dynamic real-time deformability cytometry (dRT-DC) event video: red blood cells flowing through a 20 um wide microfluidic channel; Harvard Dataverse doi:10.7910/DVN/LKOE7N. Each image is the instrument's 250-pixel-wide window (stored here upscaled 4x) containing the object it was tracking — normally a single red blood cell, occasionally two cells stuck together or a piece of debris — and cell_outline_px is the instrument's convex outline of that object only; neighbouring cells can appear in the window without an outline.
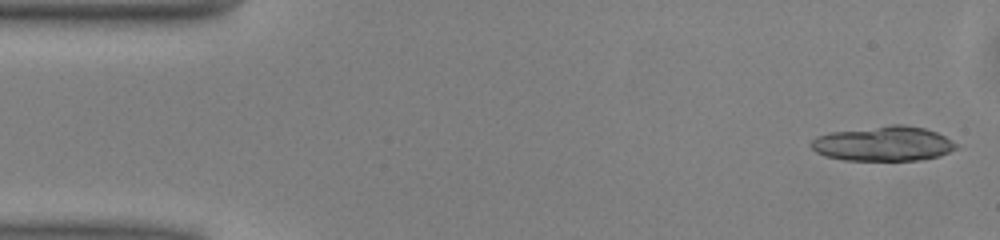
{"species": "common noctule bat (a hibernating species)", "species_latin": "Nyctalus noctula", "temperature_condition": "warm", "stored_images_in_passage": 11, "camera_frame_rate_fps": 3000, "um_per_image_px": 0.085, "animal": {"sex": "male", "body_mass_g": 13.0, "forearm_length_mm": 53.1}, "frame": {"image": 1, "passage_image": 1, "time_ms": 0.0, "image_size_px": [1000, 240], "cell_outline_px": [[956, 148], [940, 156], [920, 160], [844, 160], [824, 156], [816, 152], [808, 144], [816, 136], [828, 132], [892, 124], [904, 124], [924, 128], [936, 132], [944, 136], [956, 144]], "centroid_in_image_um": [75.03, 12.2], "position_along_channel_um": 10.0, "area_um2": 29.54}}